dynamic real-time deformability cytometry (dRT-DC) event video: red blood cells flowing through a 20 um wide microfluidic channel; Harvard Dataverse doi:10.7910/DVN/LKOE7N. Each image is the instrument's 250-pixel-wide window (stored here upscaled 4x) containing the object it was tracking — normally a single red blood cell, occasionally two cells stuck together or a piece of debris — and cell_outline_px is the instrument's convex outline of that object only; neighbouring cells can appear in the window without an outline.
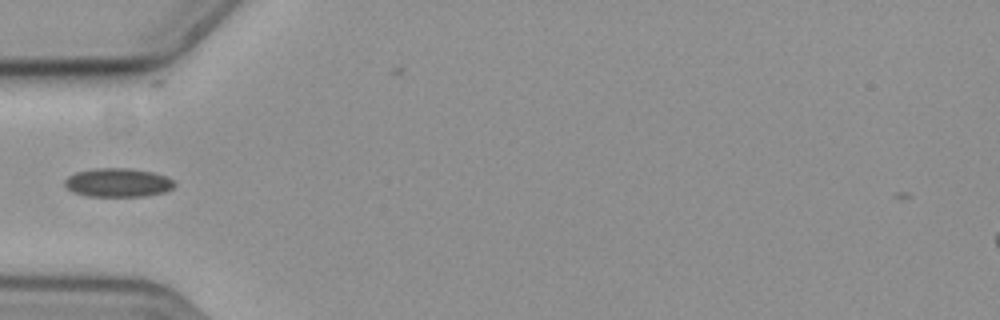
{"species": "common noctule bat (a hibernating species)", "species_latin": "Nyctalus noctula", "temperature_condition": "cold", "stored_images_in_passage": 40, "camera_frame_rate_fps": 3000, "um_per_image_px": 0.085, "animal": {"sex": "female", "body_mass_g": 19.3, "forearm_length_mm": 54.1}, "frame": {"image": 1, "passage_image": 1, "time_ms": 0.0, "image_size_px": [1000, 320], "cell_outline_px": [[176, 184], [172, 188], [164, 192], [144, 196], [88, 196], [72, 192], [64, 184], [64, 180], [68, 176], [76, 172], [96, 168], [132, 168], [152, 172], [164, 176], [172, 180]], "centroid_in_image_um": [10.0, 15.52], "position_along_channel_um": 75.0, "area_um2": 18.32}}
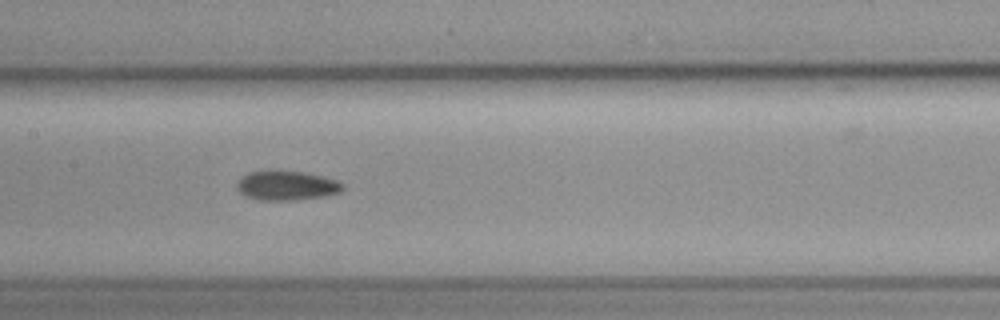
{"frame": {"image": 2, "passage_image": 10, "time_ms": 3.0, "image_size_px": [1000, 320], "cell_outline_px": [[344, 188], [340, 192], [324, 196], [296, 200], [260, 200], [244, 196], [236, 188], [236, 184], [248, 172], [300, 172], [324, 176], [336, 180], [344, 184]], "centroid_in_image_um": [24.39, 15.8], "position_along_channel_um": 183.0, "area_um2": 17.8}}
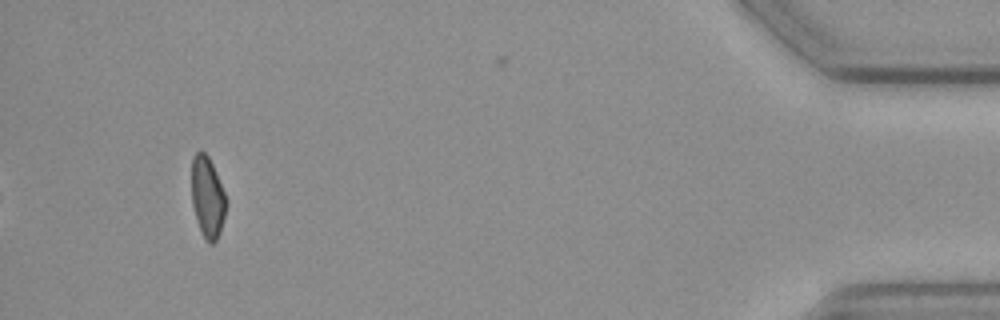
{"frame": {"image": 3, "passage_image": 36, "time_ms": 11.667, "image_size_px": [1000, 320], "cell_outline_px": [[224, 216], [220, 232], [216, 240], [212, 244], [208, 244], [204, 240], [192, 204], [192, 156], [200, 148], [208, 156], [216, 172], [224, 192]], "centroid_in_image_um": [17.61, 16.74], "position_along_channel_um": 417.6, "area_um2": 16.01}}